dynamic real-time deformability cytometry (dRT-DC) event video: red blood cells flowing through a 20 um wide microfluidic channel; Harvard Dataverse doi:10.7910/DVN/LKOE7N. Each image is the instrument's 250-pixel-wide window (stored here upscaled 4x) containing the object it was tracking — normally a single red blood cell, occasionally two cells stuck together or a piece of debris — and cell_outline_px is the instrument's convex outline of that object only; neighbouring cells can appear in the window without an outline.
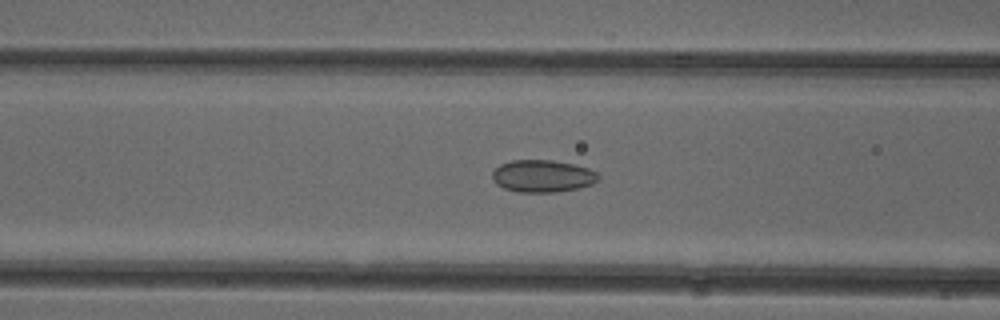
{"species": "common noctule bat (a hibernating species)", "species_latin": "Nyctalus noctula", "temperature_condition": "cold", "stored_images_in_passage": 39, "camera_frame_rate_fps": 3000, "um_per_image_px": 0.085, "animal": {"sex": "female"}, "frame": {"image": 1, "passage_image": 17, "time_ms": 5.333, "image_size_px": [1000, 320], "cell_outline_px": [[600, 180], [592, 184], [576, 188], [552, 192], [520, 192], [504, 188], [496, 184], [492, 180], [492, 172], [500, 164], [512, 160], [552, 160], [576, 164], [588, 168], [596, 172], [600, 176]], "centroid_in_image_um": [46.12, 14.95], "position_along_channel_um": 120.5, "area_um2": 20.0}}
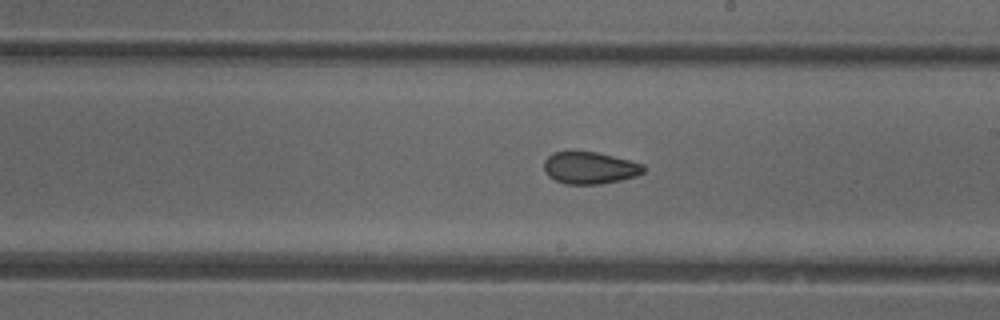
{"frame": {"image": 2, "passage_image": 26, "time_ms": 8.333, "image_size_px": [1000, 320], "cell_outline_px": [[644, 172], [636, 176], [620, 180], [600, 184], [564, 184], [548, 176], [544, 168], [544, 160], [552, 152], [596, 152], [644, 164]], "centroid_in_image_um": [50.12, 14.28], "position_along_channel_um": 238.9, "area_um2": 18.44}}
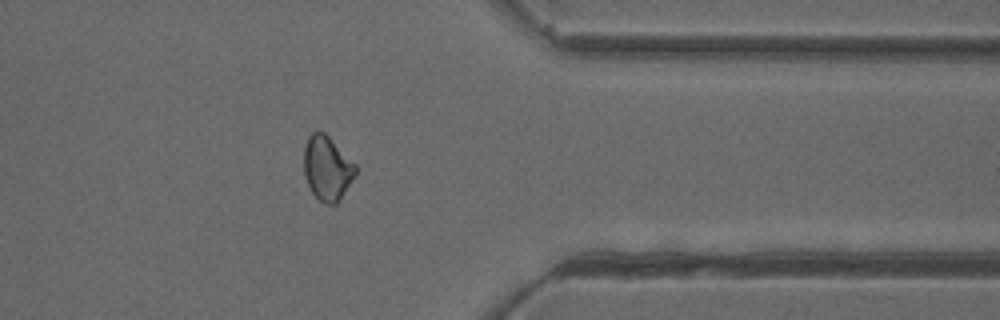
{"frame": {"image": 3, "passage_image": 38, "time_ms": 12.333, "image_size_px": [1000, 320], "cell_outline_px": [[356, 172], [336, 204], [324, 204], [312, 192], [304, 176], [304, 148], [308, 136], [312, 132], [324, 132], [356, 164]], "centroid_in_image_um": [27.78, 14.28], "position_along_channel_um": 383.6, "area_um2": 19.02}, "authors_computed_cell_mechanics": {"area_um2": 19.4786, "velocity_mm_per_s": 3.9357, "shape_relaxation_time_tau1_ms": null, "shape_relaxation_time_tau2_ms": 2.7215, "deformation_change_tau1": null, "deformation_change_tau2": 0.0684}}